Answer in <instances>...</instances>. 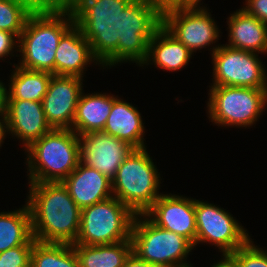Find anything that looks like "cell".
I'll list each match as a JSON object with an SVG mask.
<instances>
[{
	"instance_id": "obj_1",
	"label": "cell",
	"mask_w": 267,
	"mask_h": 267,
	"mask_svg": "<svg viewBox=\"0 0 267 267\" xmlns=\"http://www.w3.org/2000/svg\"><path fill=\"white\" fill-rule=\"evenodd\" d=\"M92 64L103 70L122 64L120 20L114 8L109 12L80 17L59 41L55 75L83 79Z\"/></svg>"
},
{
	"instance_id": "obj_2",
	"label": "cell",
	"mask_w": 267,
	"mask_h": 267,
	"mask_svg": "<svg viewBox=\"0 0 267 267\" xmlns=\"http://www.w3.org/2000/svg\"><path fill=\"white\" fill-rule=\"evenodd\" d=\"M120 62L135 63L177 72L189 64L194 55L155 17L119 18Z\"/></svg>"
},
{
	"instance_id": "obj_3",
	"label": "cell",
	"mask_w": 267,
	"mask_h": 267,
	"mask_svg": "<svg viewBox=\"0 0 267 267\" xmlns=\"http://www.w3.org/2000/svg\"><path fill=\"white\" fill-rule=\"evenodd\" d=\"M26 203L32 236L45 243L74 244L80 229L81 209L62 182L28 183Z\"/></svg>"
},
{
	"instance_id": "obj_4",
	"label": "cell",
	"mask_w": 267,
	"mask_h": 267,
	"mask_svg": "<svg viewBox=\"0 0 267 267\" xmlns=\"http://www.w3.org/2000/svg\"><path fill=\"white\" fill-rule=\"evenodd\" d=\"M23 151L28 183L63 182L80 162L79 136L72 129H51Z\"/></svg>"
},
{
	"instance_id": "obj_5",
	"label": "cell",
	"mask_w": 267,
	"mask_h": 267,
	"mask_svg": "<svg viewBox=\"0 0 267 267\" xmlns=\"http://www.w3.org/2000/svg\"><path fill=\"white\" fill-rule=\"evenodd\" d=\"M80 18L69 13H35L18 38L16 65L55 75V54L62 35Z\"/></svg>"
},
{
	"instance_id": "obj_6",
	"label": "cell",
	"mask_w": 267,
	"mask_h": 267,
	"mask_svg": "<svg viewBox=\"0 0 267 267\" xmlns=\"http://www.w3.org/2000/svg\"><path fill=\"white\" fill-rule=\"evenodd\" d=\"M147 147L135 149L117 169L112 193L135 215L145 214L164 193L161 174Z\"/></svg>"
},
{
	"instance_id": "obj_7",
	"label": "cell",
	"mask_w": 267,
	"mask_h": 267,
	"mask_svg": "<svg viewBox=\"0 0 267 267\" xmlns=\"http://www.w3.org/2000/svg\"><path fill=\"white\" fill-rule=\"evenodd\" d=\"M207 118L218 127L250 129L267 111V88L209 86Z\"/></svg>"
},
{
	"instance_id": "obj_8",
	"label": "cell",
	"mask_w": 267,
	"mask_h": 267,
	"mask_svg": "<svg viewBox=\"0 0 267 267\" xmlns=\"http://www.w3.org/2000/svg\"><path fill=\"white\" fill-rule=\"evenodd\" d=\"M131 241L140 259L161 267L191 265L188 255L195 250L186 238L158 227L145 214L135 216Z\"/></svg>"
},
{
	"instance_id": "obj_9",
	"label": "cell",
	"mask_w": 267,
	"mask_h": 267,
	"mask_svg": "<svg viewBox=\"0 0 267 267\" xmlns=\"http://www.w3.org/2000/svg\"><path fill=\"white\" fill-rule=\"evenodd\" d=\"M135 214L116 197L81 210L80 229L74 244L103 245L131 241Z\"/></svg>"
},
{
	"instance_id": "obj_10",
	"label": "cell",
	"mask_w": 267,
	"mask_h": 267,
	"mask_svg": "<svg viewBox=\"0 0 267 267\" xmlns=\"http://www.w3.org/2000/svg\"><path fill=\"white\" fill-rule=\"evenodd\" d=\"M155 18L192 53L208 48L211 55L222 45L221 29L207 6L166 8Z\"/></svg>"
},
{
	"instance_id": "obj_11",
	"label": "cell",
	"mask_w": 267,
	"mask_h": 267,
	"mask_svg": "<svg viewBox=\"0 0 267 267\" xmlns=\"http://www.w3.org/2000/svg\"><path fill=\"white\" fill-rule=\"evenodd\" d=\"M228 211L195 198L196 247L206 243L220 254H231L251 239L248 230Z\"/></svg>"
},
{
	"instance_id": "obj_12",
	"label": "cell",
	"mask_w": 267,
	"mask_h": 267,
	"mask_svg": "<svg viewBox=\"0 0 267 267\" xmlns=\"http://www.w3.org/2000/svg\"><path fill=\"white\" fill-rule=\"evenodd\" d=\"M259 54L222 44L211 54L212 83L217 86L267 88V69Z\"/></svg>"
},
{
	"instance_id": "obj_13",
	"label": "cell",
	"mask_w": 267,
	"mask_h": 267,
	"mask_svg": "<svg viewBox=\"0 0 267 267\" xmlns=\"http://www.w3.org/2000/svg\"><path fill=\"white\" fill-rule=\"evenodd\" d=\"M80 162L112 180L117 169L136 149L131 144L103 131L79 135Z\"/></svg>"
},
{
	"instance_id": "obj_14",
	"label": "cell",
	"mask_w": 267,
	"mask_h": 267,
	"mask_svg": "<svg viewBox=\"0 0 267 267\" xmlns=\"http://www.w3.org/2000/svg\"><path fill=\"white\" fill-rule=\"evenodd\" d=\"M145 215L158 227L183 236L196 249L195 198L164 192Z\"/></svg>"
},
{
	"instance_id": "obj_15",
	"label": "cell",
	"mask_w": 267,
	"mask_h": 267,
	"mask_svg": "<svg viewBox=\"0 0 267 267\" xmlns=\"http://www.w3.org/2000/svg\"><path fill=\"white\" fill-rule=\"evenodd\" d=\"M83 80L75 76L52 75L41 102L45 118L52 129H72L77 103L84 87Z\"/></svg>"
},
{
	"instance_id": "obj_16",
	"label": "cell",
	"mask_w": 267,
	"mask_h": 267,
	"mask_svg": "<svg viewBox=\"0 0 267 267\" xmlns=\"http://www.w3.org/2000/svg\"><path fill=\"white\" fill-rule=\"evenodd\" d=\"M6 118L8 137L19 140L23 149L52 129L39 101L8 100Z\"/></svg>"
},
{
	"instance_id": "obj_17",
	"label": "cell",
	"mask_w": 267,
	"mask_h": 267,
	"mask_svg": "<svg viewBox=\"0 0 267 267\" xmlns=\"http://www.w3.org/2000/svg\"><path fill=\"white\" fill-rule=\"evenodd\" d=\"M62 183L81 210L113 197L112 180L81 162Z\"/></svg>"
},
{
	"instance_id": "obj_18",
	"label": "cell",
	"mask_w": 267,
	"mask_h": 267,
	"mask_svg": "<svg viewBox=\"0 0 267 267\" xmlns=\"http://www.w3.org/2000/svg\"><path fill=\"white\" fill-rule=\"evenodd\" d=\"M132 103L113 95V106L103 132L125 141L136 149L147 147L145 122L140 110Z\"/></svg>"
},
{
	"instance_id": "obj_19",
	"label": "cell",
	"mask_w": 267,
	"mask_h": 267,
	"mask_svg": "<svg viewBox=\"0 0 267 267\" xmlns=\"http://www.w3.org/2000/svg\"><path fill=\"white\" fill-rule=\"evenodd\" d=\"M226 19V46L260 55L267 54V24L248 14L241 7L231 12Z\"/></svg>"
},
{
	"instance_id": "obj_20",
	"label": "cell",
	"mask_w": 267,
	"mask_h": 267,
	"mask_svg": "<svg viewBox=\"0 0 267 267\" xmlns=\"http://www.w3.org/2000/svg\"><path fill=\"white\" fill-rule=\"evenodd\" d=\"M84 91L80 95L72 122V130L78 136L103 131L113 106V94Z\"/></svg>"
},
{
	"instance_id": "obj_21",
	"label": "cell",
	"mask_w": 267,
	"mask_h": 267,
	"mask_svg": "<svg viewBox=\"0 0 267 267\" xmlns=\"http://www.w3.org/2000/svg\"><path fill=\"white\" fill-rule=\"evenodd\" d=\"M31 214L25 201L22 207L0 212V252L16 246H33Z\"/></svg>"
},
{
	"instance_id": "obj_22",
	"label": "cell",
	"mask_w": 267,
	"mask_h": 267,
	"mask_svg": "<svg viewBox=\"0 0 267 267\" xmlns=\"http://www.w3.org/2000/svg\"><path fill=\"white\" fill-rule=\"evenodd\" d=\"M11 67L8 82V100H29L42 102L52 73L22 68L16 63Z\"/></svg>"
},
{
	"instance_id": "obj_23",
	"label": "cell",
	"mask_w": 267,
	"mask_h": 267,
	"mask_svg": "<svg viewBox=\"0 0 267 267\" xmlns=\"http://www.w3.org/2000/svg\"><path fill=\"white\" fill-rule=\"evenodd\" d=\"M79 261V267H123L133 252L132 241L113 244H72Z\"/></svg>"
},
{
	"instance_id": "obj_24",
	"label": "cell",
	"mask_w": 267,
	"mask_h": 267,
	"mask_svg": "<svg viewBox=\"0 0 267 267\" xmlns=\"http://www.w3.org/2000/svg\"><path fill=\"white\" fill-rule=\"evenodd\" d=\"M35 13H69L80 17L105 13L114 6L109 0H21Z\"/></svg>"
},
{
	"instance_id": "obj_25",
	"label": "cell",
	"mask_w": 267,
	"mask_h": 267,
	"mask_svg": "<svg viewBox=\"0 0 267 267\" xmlns=\"http://www.w3.org/2000/svg\"><path fill=\"white\" fill-rule=\"evenodd\" d=\"M30 267H79L73 245L35 241Z\"/></svg>"
},
{
	"instance_id": "obj_26",
	"label": "cell",
	"mask_w": 267,
	"mask_h": 267,
	"mask_svg": "<svg viewBox=\"0 0 267 267\" xmlns=\"http://www.w3.org/2000/svg\"><path fill=\"white\" fill-rule=\"evenodd\" d=\"M171 7H180V0H119L114 5L119 18L156 17Z\"/></svg>"
},
{
	"instance_id": "obj_27",
	"label": "cell",
	"mask_w": 267,
	"mask_h": 267,
	"mask_svg": "<svg viewBox=\"0 0 267 267\" xmlns=\"http://www.w3.org/2000/svg\"><path fill=\"white\" fill-rule=\"evenodd\" d=\"M32 13L30 7L21 0H0V30L19 38Z\"/></svg>"
},
{
	"instance_id": "obj_28",
	"label": "cell",
	"mask_w": 267,
	"mask_h": 267,
	"mask_svg": "<svg viewBox=\"0 0 267 267\" xmlns=\"http://www.w3.org/2000/svg\"><path fill=\"white\" fill-rule=\"evenodd\" d=\"M250 239L244 246L230 255L234 258L237 267H267V249L261 248Z\"/></svg>"
},
{
	"instance_id": "obj_29",
	"label": "cell",
	"mask_w": 267,
	"mask_h": 267,
	"mask_svg": "<svg viewBox=\"0 0 267 267\" xmlns=\"http://www.w3.org/2000/svg\"><path fill=\"white\" fill-rule=\"evenodd\" d=\"M33 246H16L0 252V267H30Z\"/></svg>"
},
{
	"instance_id": "obj_30",
	"label": "cell",
	"mask_w": 267,
	"mask_h": 267,
	"mask_svg": "<svg viewBox=\"0 0 267 267\" xmlns=\"http://www.w3.org/2000/svg\"><path fill=\"white\" fill-rule=\"evenodd\" d=\"M16 53V54H15ZM18 57V38L4 30H0V60L4 61L11 57Z\"/></svg>"
},
{
	"instance_id": "obj_31",
	"label": "cell",
	"mask_w": 267,
	"mask_h": 267,
	"mask_svg": "<svg viewBox=\"0 0 267 267\" xmlns=\"http://www.w3.org/2000/svg\"><path fill=\"white\" fill-rule=\"evenodd\" d=\"M243 4L242 9L267 24V0H245Z\"/></svg>"
},
{
	"instance_id": "obj_32",
	"label": "cell",
	"mask_w": 267,
	"mask_h": 267,
	"mask_svg": "<svg viewBox=\"0 0 267 267\" xmlns=\"http://www.w3.org/2000/svg\"><path fill=\"white\" fill-rule=\"evenodd\" d=\"M123 267H161L140 259L134 252H132L126 259Z\"/></svg>"
},
{
	"instance_id": "obj_33",
	"label": "cell",
	"mask_w": 267,
	"mask_h": 267,
	"mask_svg": "<svg viewBox=\"0 0 267 267\" xmlns=\"http://www.w3.org/2000/svg\"><path fill=\"white\" fill-rule=\"evenodd\" d=\"M0 79V115H6L8 104V85Z\"/></svg>"
},
{
	"instance_id": "obj_34",
	"label": "cell",
	"mask_w": 267,
	"mask_h": 267,
	"mask_svg": "<svg viewBox=\"0 0 267 267\" xmlns=\"http://www.w3.org/2000/svg\"><path fill=\"white\" fill-rule=\"evenodd\" d=\"M221 259L215 260L210 267H237L234 258L230 254H221Z\"/></svg>"
},
{
	"instance_id": "obj_35",
	"label": "cell",
	"mask_w": 267,
	"mask_h": 267,
	"mask_svg": "<svg viewBox=\"0 0 267 267\" xmlns=\"http://www.w3.org/2000/svg\"><path fill=\"white\" fill-rule=\"evenodd\" d=\"M8 135L6 115H0V149Z\"/></svg>"
},
{
	"instance_id": "obj_36",
	"label": "cell",
	"mask_w": 267,
	"mask_h": 267,
	"mask_svg": "<svg viewBox=\"0 0 267 267\" xmlns=\"http://www.w3.org/2000/svg\"><path fill=\"white\" fill-rule=\"evenodd\" d=\"M201 1L202 0H180V7H201L207 5Z\"/></svg>"
},
{
	"instance_id": "obj_37",
	"label": "cell",
	"mask_w": 267,
	"mask_h": 267,
	"mask_svg": "<svg viewBox=\"0 0 267 267\" xmlns=\"http://www.w3.org/2000/svg\"><path fill=\"white\" fill-rule=\"evenodd\" d=\"M109 1L114 6L119 0H109Z\"/></svg>"
}]
</instances>
